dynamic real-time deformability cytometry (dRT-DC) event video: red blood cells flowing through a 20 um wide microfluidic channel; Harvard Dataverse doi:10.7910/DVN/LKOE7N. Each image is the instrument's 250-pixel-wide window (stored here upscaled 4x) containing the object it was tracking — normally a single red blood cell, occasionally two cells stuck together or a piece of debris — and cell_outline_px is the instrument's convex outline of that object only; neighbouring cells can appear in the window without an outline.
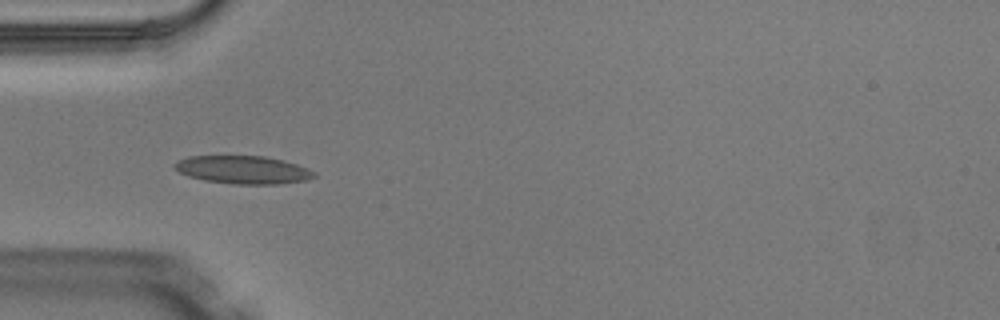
{"species": "Egyptian fruit bat (a non-hibernating species)", "species_latin": "Rousettus aegyptiacus", "temperature_condition": "warm", "stored_images_in_passage": 6, "camera_frame_rate_fps": 3000, "um_per_image_px": 0.085, "animal": {"sex": "male"}, "frame": {"image": 1, "passage_image": 5, "time_ms": 1.333, "image_size_px": [1000, 320], "cell_outline_px": [[316, 176], [308, 180], [280, 184], [232, 184], [204, 180], [188, 176], [180, 172], [172, 164], [188, 156], [264, 156], [284, 160], [308, 168], [316, 172]], "centroid_in_image_um": [20.7, 14.43], "position_along_channel_um": 64.3, "area_um2": 22.83}}